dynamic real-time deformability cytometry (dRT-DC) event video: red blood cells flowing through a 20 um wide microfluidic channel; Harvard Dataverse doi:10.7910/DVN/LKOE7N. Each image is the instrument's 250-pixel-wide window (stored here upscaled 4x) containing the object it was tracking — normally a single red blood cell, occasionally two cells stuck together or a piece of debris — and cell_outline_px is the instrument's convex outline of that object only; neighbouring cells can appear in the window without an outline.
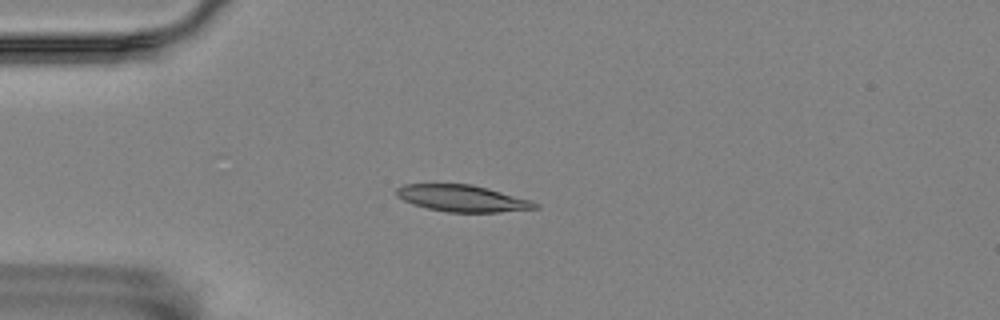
{"species": "Egyptian fruit bat (a non-hibernating species)", "species_latin": "Rousettus aegyptiacus", "temperature_condition": "room temperature", "stored_images_in_passage": 56, "camera_frame_rate_fps": 3000, "um_per_image_px": 0.085, "animal": {"sex": "female"}, "frame": {"image": 1, "passage_image": 14, "time_ms": 4.333, "image_size_px": [1000, 320], "cell_outline_px": [[540, 208], [500, 212], [448, 212], [428, 208], [412, 204], [396, 196], [396, 188], [404, 184], [472, 184], [488, 188], [532, 200], [540, 204]], "centroid_in_image_um": [39.33, 16.86], "position_along_channel_um": 45.7, "area_um2": 21.62}}
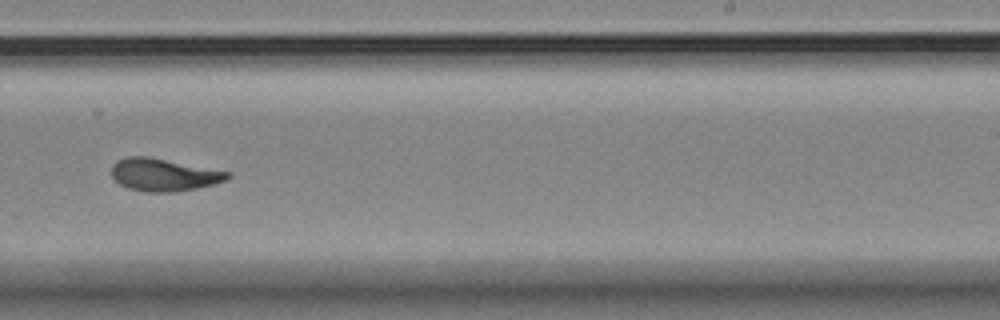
{"frame": {"image": 2, "passage_image": 35, "time_ms": 11.333, "image_size_px": [1000, 320], "cell_outline_px": [[232, 176], [216, 184], [176, 192], [144, 192], [128, 188], [120, 184], [112, 176], [112, 164], [116, 160], [128, 156], [148, 156], [232, 172]], "centroid_in_image_um": [13.93, 14.85], "position_along_channel_um": 275.1, "area_um2": 22.2}}
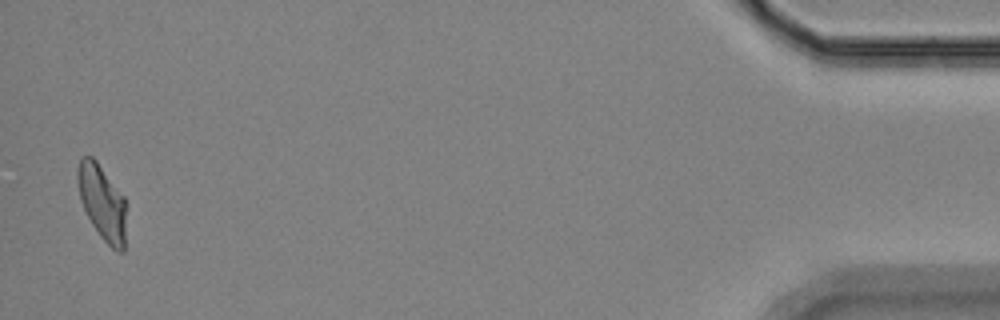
{"frame": {"image": 3, "passage_image": 55, "time_ms": 18.0, "image_size_px": [1000, 320], "cell_outline_px": [[128, 204], [124, 252], [116, 252], [100, 236], [92, 224], [80, 200], [76, 180], [76, 176], [80, 156], [92, 156], [96, 160], [124, 196]], "centroid_in_image_um": [8.72, 17.22], "position_along_channel_um": 426.5, "area_um2": 21.85}, "authors_computed_cell_mechanics": {"area_um2": 21.8195, "velocity_mm_per_s": 3.5293, "shape_relaxation_time_tau1_ms": 7.4919, "shape_relaxation_time_tau2_ms": 1.8737, "deformation_change_tau1": 0.1997, "deformation_change_tau2": 0.066}}